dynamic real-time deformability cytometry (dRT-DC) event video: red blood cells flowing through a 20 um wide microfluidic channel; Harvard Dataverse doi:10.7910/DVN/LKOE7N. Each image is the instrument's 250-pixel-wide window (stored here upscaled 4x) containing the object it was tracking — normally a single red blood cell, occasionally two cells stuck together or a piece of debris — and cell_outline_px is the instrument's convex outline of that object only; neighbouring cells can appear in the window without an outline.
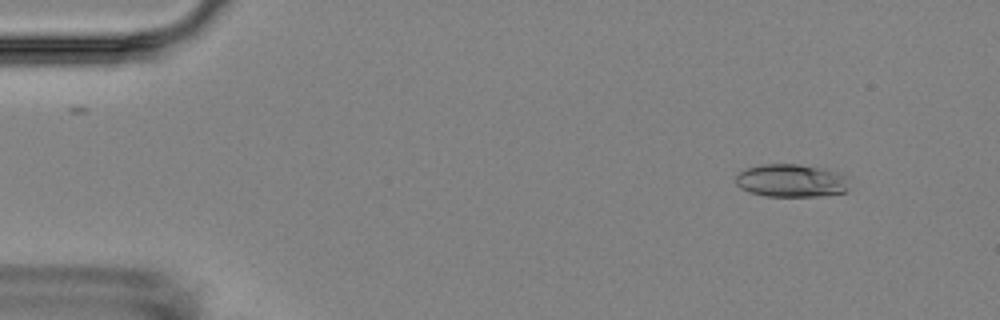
{"species": "Egyptian fruit bat (a non-hibernating species)", "species_latin": "Rousettus aegyptiacus", "temperature_condition": "room temperature", "stored_images_in_passage": 5, "camera_frame_rate_fps": 3000, "um_per_image_px": 0.085, "animal": {"sex": "female"}, "frame": {"image": 1, "passage_image": 2, "time_ms": 1.333, "image_size_px": [1000, 320], "cell_outline_px": [[852, 176], [848, 188], [844, 192], [820, 196], [764, 196], [748, 192], [740, 188], [736, 184], [736, 176], [744, 168], [760, 164], [800, 164], [840, 172]], "centroid_in_image_um": [67.3, 15.35], "position_along_channel_um": 17.7, "area_um2": 22.31}}
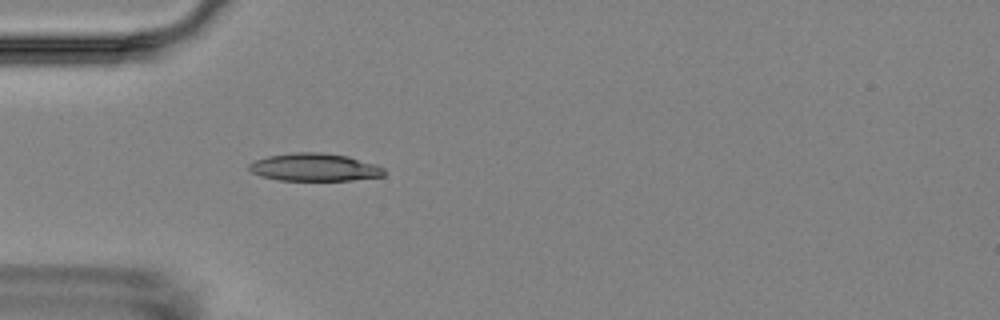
{"frame": {"image": 2, "passage_image": 5, "time_ms": 5.0, "image_size_px": [1000, 320], "cell_outline_px": [[384, 176], [352, 180], [280, 180], [260, 176], [252, 172], [248, 168], [248, 164], [252, 160], [268, 156], [292, 152], [320, 152], [348, 156], [376, 164], [384, 168]], "centroid_in_image_um": [26.71, 14.21], "position_along_channel_um": 58.3, "area_um2": 21.96}}